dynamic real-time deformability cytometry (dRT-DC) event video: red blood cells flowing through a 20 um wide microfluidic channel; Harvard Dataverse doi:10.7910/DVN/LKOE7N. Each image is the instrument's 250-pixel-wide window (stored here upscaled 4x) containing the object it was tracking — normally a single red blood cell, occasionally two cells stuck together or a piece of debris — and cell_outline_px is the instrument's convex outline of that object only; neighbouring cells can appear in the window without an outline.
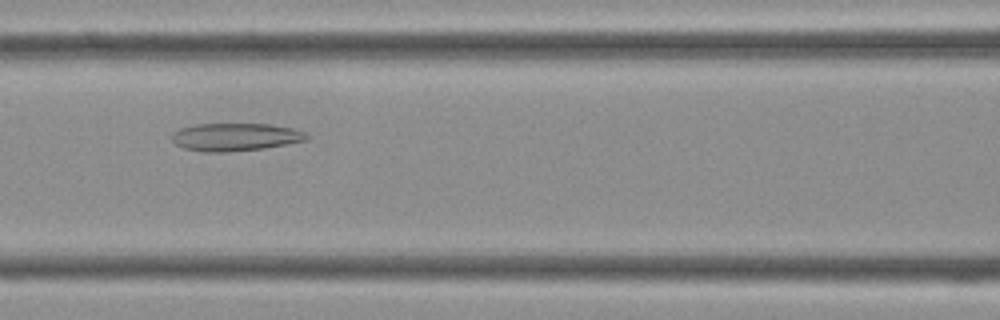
{"species": "Egyptian fruit bat (a non-hibernating species)", "species_latin": "Rousettus aegyptiacus", "temperature_condition": "cold", "stored_images_in_passage": 41, "camera_frame_rate_fps": 3000, "um_per_image_px": 0.085, "frame": {"image": 1, "passage_image": 17, "time_ms": 5.333, "image_size_px": [1000, 320], "cell_outline_px": [[308, 140], [264, 148], [220, 152], [204, 152], [184, 148], [176, 144], [172, 140], [172, 132], [180, 128], [196, 124], [268, 124], [292, 128], [304, 132], [308, 136]], "centroid_in_image_um": [19.98, 11.64], "position_along_channel_um": 146.6, "area_um2": 21.68}}
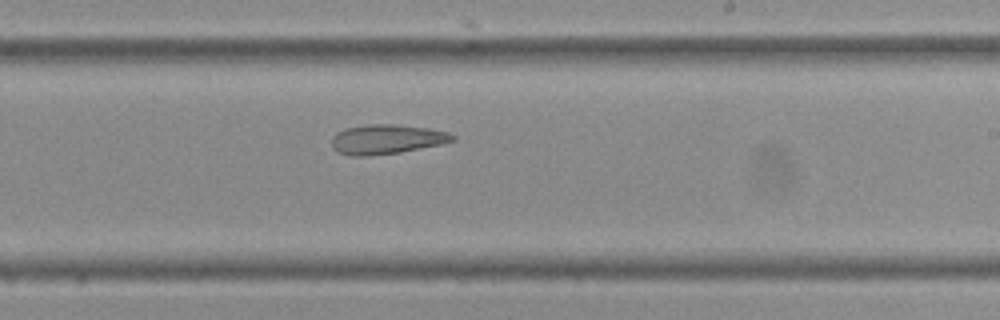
{"frame": {"image": 2, "passage_image": 24, "time_ms": 7.667, "image_size_px": [1000, 320], "cell_outline_px": [[456, 140], [440, 144], [400, 152], [368, 156], [348, 156], [336, 152], [332, 148], [332, 136], [336, 132], [344, 128], [368, 124], [392, 124], [428, 128], [448, 132], [456, 136]], "centroid_in_image_um": [32.81, 11.84], "position_along_channel_um": 256.2, "area_um2": 20.98}}
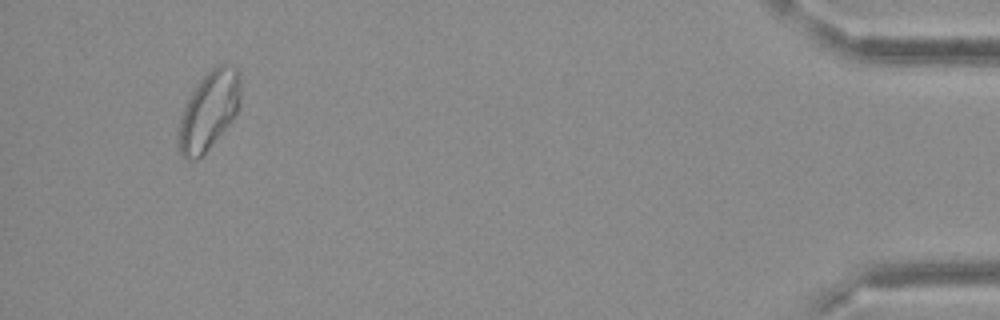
{"frame": {"image": 3, "passage_image": 39, "time_ms": 12.667, "image_size_px": [1000, 320], "cell_outline_px": [[240, 104], [232, 120], [208, 148], [196, 160], [188, 160], [180, 156], [176, 144], [180, 120], [184, 108], [196, 84], [216, 64], [228, 64], [236, 68], [240, 80]], "centroid_in_image_um": [17.73, 9.42], "position_along_channel_um": 417.5, "area_um2": 28.15}}